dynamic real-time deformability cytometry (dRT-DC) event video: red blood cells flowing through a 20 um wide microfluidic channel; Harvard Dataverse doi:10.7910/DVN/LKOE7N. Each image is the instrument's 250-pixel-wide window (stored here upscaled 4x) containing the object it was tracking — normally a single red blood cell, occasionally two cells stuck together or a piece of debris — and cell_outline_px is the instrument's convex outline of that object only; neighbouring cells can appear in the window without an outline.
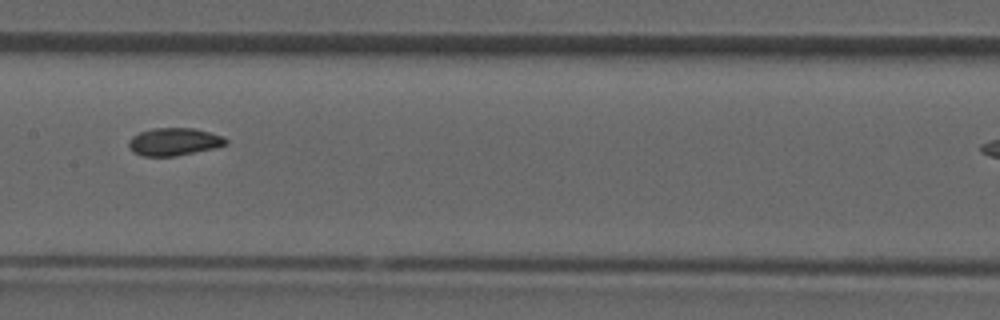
{"species": "common noctule bat (a hibernating species)", "species_latin": "Nyctalus noctula", "temperature_condition": "room temperature", "stored_images_in_passage": 32, "camera_frame_rate_fps": 3000, "um_per_image_px": 0.085, "animal": {"sex": "male", "forearm_length_mm": 52.5}, "frame": {"image": 1, "passage_image": 19, "time_ms": 6.0, "image_size_px": [1000, 320], "cell_outline_px": [[228, 144], [216, 148], [176, 156], [144, 156], [132, 152], [128, 148], [128, 140], [132, 136], [140, 132], [152, 128], [192, 128], [224, 136], [228, 140]], "centroid_in_image_um": [14.79, 12.05], "position_along_channel_um": 192.6, "area_um2": 15.84}}